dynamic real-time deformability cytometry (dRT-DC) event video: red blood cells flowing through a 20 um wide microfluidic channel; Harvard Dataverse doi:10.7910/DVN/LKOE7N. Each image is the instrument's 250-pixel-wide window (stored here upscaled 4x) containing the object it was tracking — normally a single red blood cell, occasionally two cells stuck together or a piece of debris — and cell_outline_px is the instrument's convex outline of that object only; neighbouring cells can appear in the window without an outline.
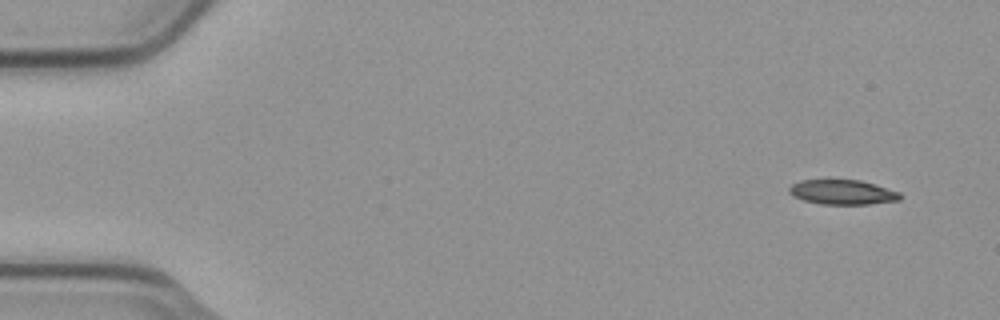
{"species": "common noctule bat (a hibernating species)", "species_latin": "Nyctalus noctula", "temperature_condition": "cold", "stored_images_in_passage": 5, "camera_frame_rate_fps": 3000, "um_per_image_px": 0.085, "animal": {"sex": "male", "body_mass_g": 23.1, "forearm_length_mm": 52.7}, "frame": {"image": 1, "passage_image": 1, "time_ms": 0.0, "image_size_px": [1000, 320], "cell_outline_px": [[900, 200], [868, 204], [820, 204], [804, 200], [792, 196], [788, 192], [788, 188], [792, 184], [800, 180], [860, 180], [900, 192]], "centroid_in_image_um": [71.57, 16.33], "position_along_channel_um": 13.4, "area_um2": 15.9}}
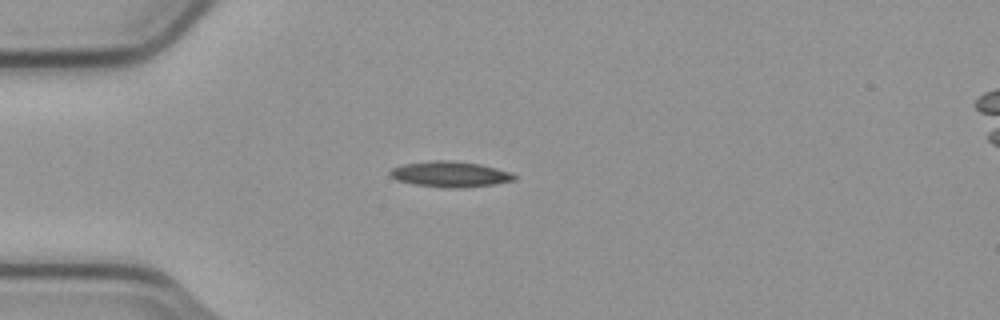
{"frame": {"image": 2, "passage_image": 4, "time_ms": 1.0, "image_size_px": [1000, 320], "cell_outline_px": [[516, 180], [496, 184], [460, 188], [448, 188], [412, 184], [396, 180], [388, 176], [388, 172], [392, 168], [404, 164], [436, 160], [444, 160], [480, 164], [512, 172], [516, 176]], "centroid_in_image_um": [38.25, 14.82], "position_along_channel_um": 46.7, "area_um2": 18.67}}